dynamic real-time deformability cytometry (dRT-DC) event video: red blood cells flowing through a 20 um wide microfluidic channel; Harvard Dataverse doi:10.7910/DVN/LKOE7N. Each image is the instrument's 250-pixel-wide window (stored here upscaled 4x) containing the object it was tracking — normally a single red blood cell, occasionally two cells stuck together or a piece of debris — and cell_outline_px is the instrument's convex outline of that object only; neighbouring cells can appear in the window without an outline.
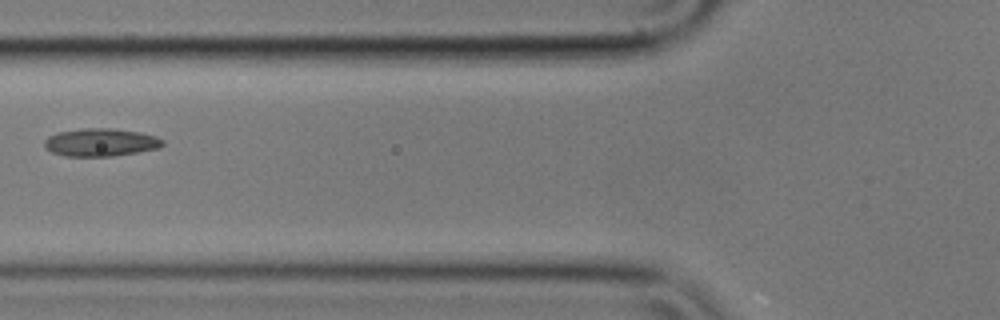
{"species": "common noctule bat (a hibernating species)", "species_latin": "Nyctalus noctula", "temperature_condition": "cold", "stored_images_in_passage": 15, "camera_frame_rate_fps": 3000, "um_per_image_px": 0.085, "animal": {"sex": "male", "body_mass_g": 17.9}, "frame": {"image": 1, "passage_image": 6, "time_ms": 1.667, "image_size_px": [1000, 320], "cell_outline_px": [[164, 144], [160, 148], [112, 156], [64, 156], [52, 152], [44, 148], [44, 140], [48, 136], [56, 132], [84, 128], [112, 128], [140, 132], [156, 136], [164, 140]], "centroid_in_image_um": [8.54, 12.09], "position_along_channel_um": 117.3, "area_um2": 19.36}}
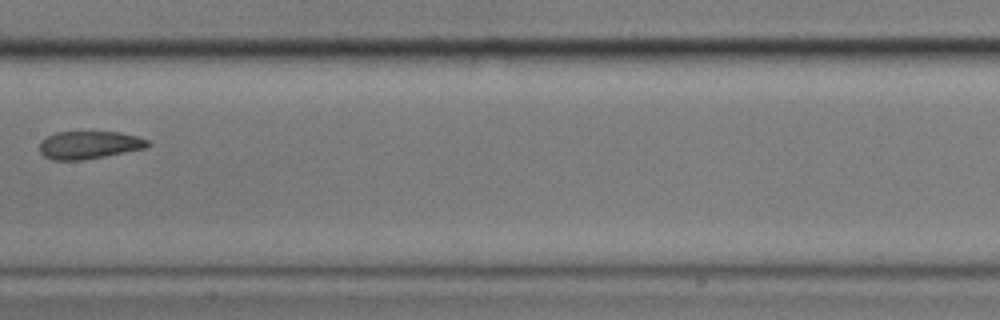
{"frame": {"image": 2, "passage_image": 8, "time_ms": 2.333, "image_size_px": [1000, 320], "cell_outline_px": [[152, 144], [148, 148], [104, 156], [80, 160], [52, 160], [44, 156], [40, 152], [40, 140], [56, 132], [120, 132], [136, 136], [148, 140]], "centroid_in_image_um": [7.59, 12.32], "position_along_channel_um": 199.8, "area_um2": 17.57}}
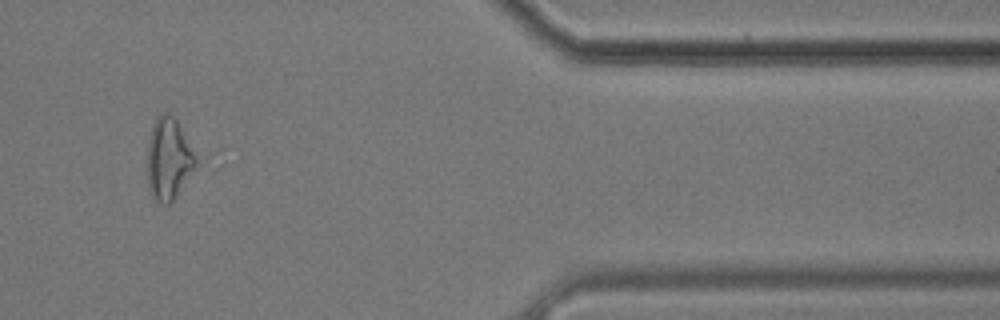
{"frame": {"image": 3, "passage_image": 13, "time_ms": 4.0, "image_size_px": [1000, 320], "cell_outline_px": [[196, 168], [176, 196], [168, 204], [164, 204], [152, 200], [148, 184], [148, 140], [152, 124], [164, 112], [168, 112], [176, 120], [196, 156]], "centroid_in_image_um": [14.32, 13.54], "position_along_channel_um": 397.1, "area_um2": 22.89}}